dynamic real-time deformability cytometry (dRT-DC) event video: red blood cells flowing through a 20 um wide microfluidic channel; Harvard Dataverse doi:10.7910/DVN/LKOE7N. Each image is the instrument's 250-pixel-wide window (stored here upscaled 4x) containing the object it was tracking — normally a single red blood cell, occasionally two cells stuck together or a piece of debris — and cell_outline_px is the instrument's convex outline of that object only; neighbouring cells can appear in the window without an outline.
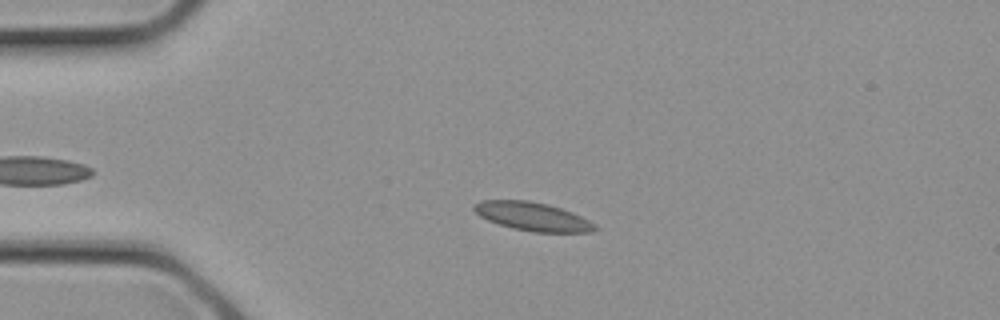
{"species": "common noctule bat (a hibernating species)", "species_latin": "Nyctalus noctula", "temperature_condition": "cold", "stored_images_in_passage": 19, "camera_frame_rate_fps": 3000, "um_per_image_px": 0.085, "animal": {"sex": "female", "body_mass_g": 21.9}, "frame": {"image": 1, "passage_image": 5, "time_ms": 1.333, "image_size_px": [1000, 320], "cell_outline_px": [[600, 228], [592, 232], [532, 232], [512, 228], [488, 220], [480, 216], [472, 208], [472, 204], [480, 200], [528, 200], [548, 204], [572, 212], [596, 224]], "centroid_in_image_um": [45.27, 18.4], "position_along_channel_um": 39.7, "area_um2": 20.17}}
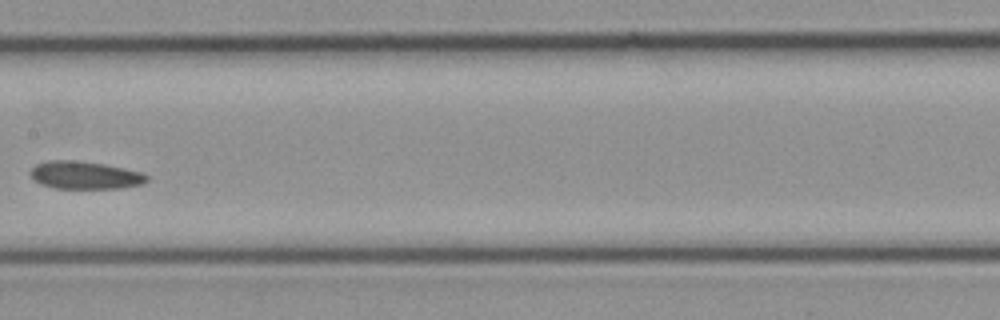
{"frame": {"image": 2, "passage_image": 13, "time_ms": 4.0, "image_size_px": [1000, 320], "cell_outline_px": [[148, 180], [140, 184], [120, 188], [56, 188], [40, 184], [28, 172], [36, 164], [48, 160], [80, 160], [104, 164], [124, 168], [140, 172], [148, 176]], "centroid_in_image_um": [7.19, 14.88], "position_along_channel_um": 200.2, "area_um2": 18.73}}
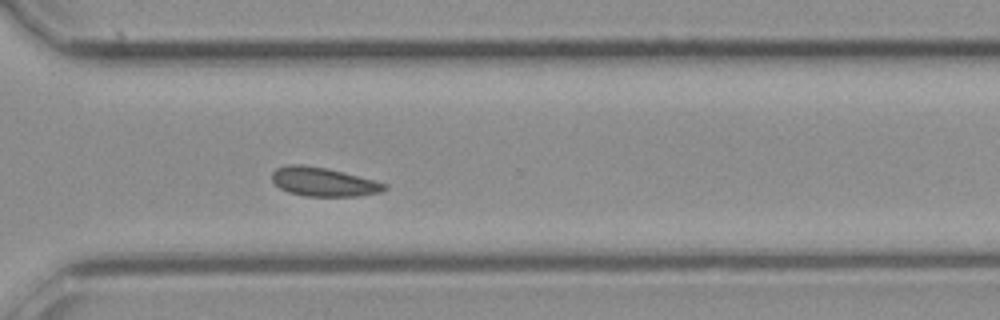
{"frame": {"image": 3, "passage_image": 19, "time_ms": 6.0, "image_size_px": [1000, 320], "cell_outline_px": [[388, 188], [380, 192], [356, 196], [304, 196], [288, 192], [280, 188], [272, 180], [272, 172], [276, 168], [284, 164], [304, 164], [324, 168], [376, 180], [388, 184]], "centroid_in_image_um": [27.48, 15.45], "position_along_channel_um": 343.1, "area_um2": 18.96}}